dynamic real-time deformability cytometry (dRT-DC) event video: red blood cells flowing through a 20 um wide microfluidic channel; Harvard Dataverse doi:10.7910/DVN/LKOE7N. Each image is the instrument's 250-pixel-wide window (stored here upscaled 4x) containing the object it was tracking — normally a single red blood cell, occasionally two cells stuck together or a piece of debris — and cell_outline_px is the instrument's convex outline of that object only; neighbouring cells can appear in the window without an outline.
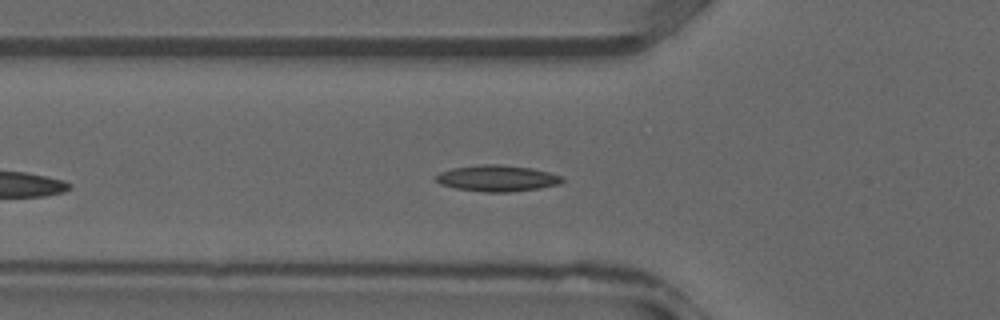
{"species": "common noctule bat (a hibernating species)", "species_latin": "Nyctalus noctula", "temperature_condition": "warm", "stored_images_in_passage": 28, "camera_frame_rate_fps": 3000, "um_per_image_px": 0.085, "animal": {"sex": "male", "forearm_length_mm": 52.5}, "frame": {"image": 1, "passage_image": 5, "time_ms": 1.333, "image_size_px": [1000, 320], "cell_outline_px": [[564, 180], [560, 184], [540, 188], [512, 192], [484, 192], [456, 188], [440, 184], [436, 180], [436, 176], [440, 172], [452, 168], [480, 164], [500, 164], [532, 168], [548, 172], [560, 176]], "centroid_in_image_um": [42.26, 15.15], "position_along_channel_um": 83.5, "area_um2": 19.31}}
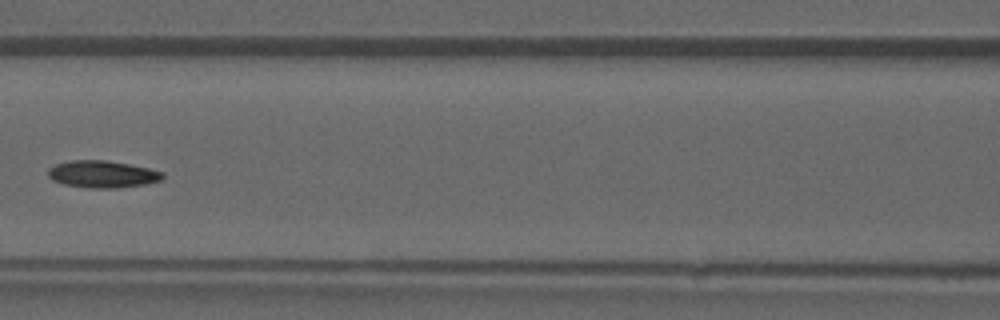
{"frame": {"image": 2, "passage_image": 9, "time_ms": 2.667, "image_size_px": [1000, 320], "cell_outline_px": [[164, 176], [160, 180], [144, 184], [116, 188], [88, 188], [64, 184], [52, 180], [48, 176], [48, 168], [56, 164], [68, 160], [108, 160], [148, 168], [164, 172]], "centroid_in_image_um": [8.67, 14.8], "position_along_channel_um": 157.9, "area_um2": 18.09}}
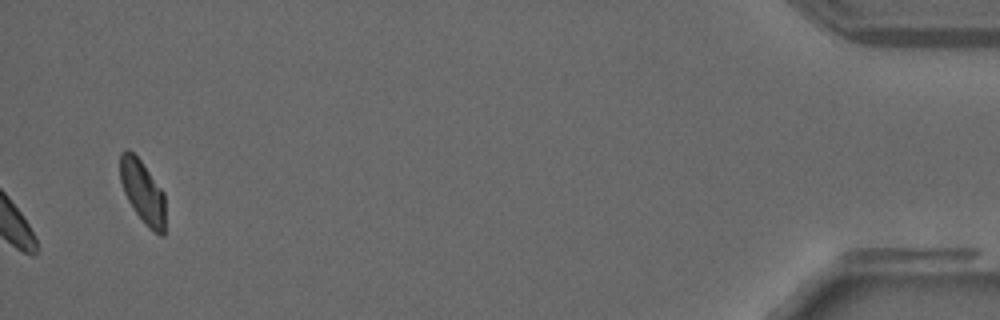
{"frame": {"image": 3, "passage_image": 28, "time_ms": 9.0, "image_size_px": [1000, 320], "cell_outline_px": [[164, 236], [160, 236], [148, 228], [136, 212], [128, 200], [124, 192], [120, 180], [120, 152], [124, 148], [128, 148], [140, 160], [164, 192]], "centroid_in_image_um": [12.11, 16.29], "position_along_channel_um": 423.1, "area_um2": 16.47}}